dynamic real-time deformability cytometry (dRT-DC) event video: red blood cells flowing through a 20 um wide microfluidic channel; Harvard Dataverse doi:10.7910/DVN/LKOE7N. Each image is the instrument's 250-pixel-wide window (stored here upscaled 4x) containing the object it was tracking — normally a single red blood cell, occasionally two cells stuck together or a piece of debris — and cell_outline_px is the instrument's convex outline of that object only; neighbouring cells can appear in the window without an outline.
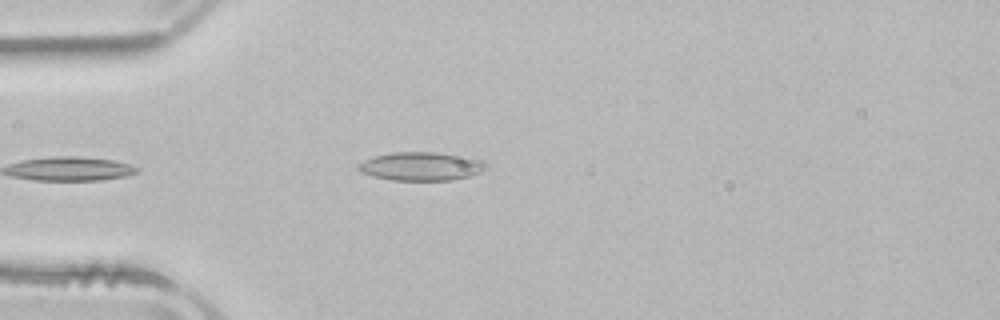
{"species": "common noctule bat (a hibernating species)", "species_latin": "Nyctalus noctula", "temperature_condition": "room temperature", "stored_images_in_passage": 5, "camera_frame_rate_fps": 3000, "um_per_image_px": 0.085, "animal": {"sex": "male", "body_mass_g": 21.5, "forearm_length_mm": 52.0}, "frame": {"image": 1, "passage_image": 5, "time_ms": 5.333, "image_size_px": [1000, 320], "cell_outline_px": [[484, 168], [480, 172], [472, 176], [452, 180], [392, 180], [360, 172], [356, 168], [356, 164], [372, 156], [392, 152], [432, 152], [468, 156], [484, 160]], "centroid_in_image_um": [35.78, 14.12], "position_along_channel_um": 49.2, "area_um2": 21.33}}